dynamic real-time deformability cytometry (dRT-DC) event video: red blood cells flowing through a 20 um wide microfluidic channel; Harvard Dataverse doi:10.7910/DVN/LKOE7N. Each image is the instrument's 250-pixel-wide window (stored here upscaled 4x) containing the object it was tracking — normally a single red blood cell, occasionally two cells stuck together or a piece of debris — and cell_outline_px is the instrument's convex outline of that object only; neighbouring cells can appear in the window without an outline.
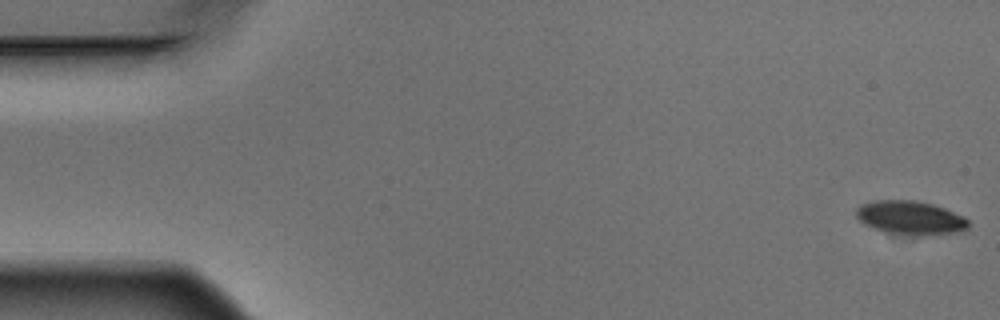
{"species": "Egyptian fruit bat (a non-hibernating species)", "species_latin": "Rousettus aegyptiacus", "temperature_condition": "warm", "stored_images_in_passage": 4, "camera_frame_rate_fps": 3000, "um_per_image_px": 0.085, "animal": {"sex": "male"}, "frame": {"image": 1, "passage_image": 1, "time_ms": 0.0, "image_size_px": [1000, 320], "cell_outline_px": [[968, 228], [960, 232], [924, 236], [920, 236], [884, 232], [864, 224], [856, 216], [856, 208], [860, 204], [876, 200], [916, 200], [932, 204], [944, 208], [964, 216], [968, 220]], "centroid_in_image_um": [77.39, 18.51], "position_along_channel_um": 7.6, "area_um2": 22.25}}
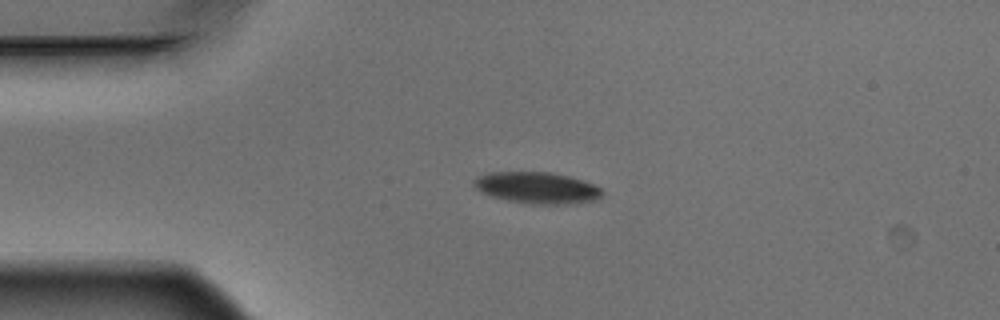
{"frame": {"image": 2, "passage_image": 3, "time_ms": 0.667, "image_size_px": [1000, 320], "cell_outline_px": [[604, 196], [596, 200], [568, 204], [528, 204], [508, 200], [492, 196], [480, 192], [472, 184], [472, 180], [476, 176], [488, 172], [552, 172], [584, 180], [600, 188], [604, 192]], "centroid_in_image_um": [45.64, 15.96], "position_along_channel_um": 39.4, "area_um2": 23.81}}